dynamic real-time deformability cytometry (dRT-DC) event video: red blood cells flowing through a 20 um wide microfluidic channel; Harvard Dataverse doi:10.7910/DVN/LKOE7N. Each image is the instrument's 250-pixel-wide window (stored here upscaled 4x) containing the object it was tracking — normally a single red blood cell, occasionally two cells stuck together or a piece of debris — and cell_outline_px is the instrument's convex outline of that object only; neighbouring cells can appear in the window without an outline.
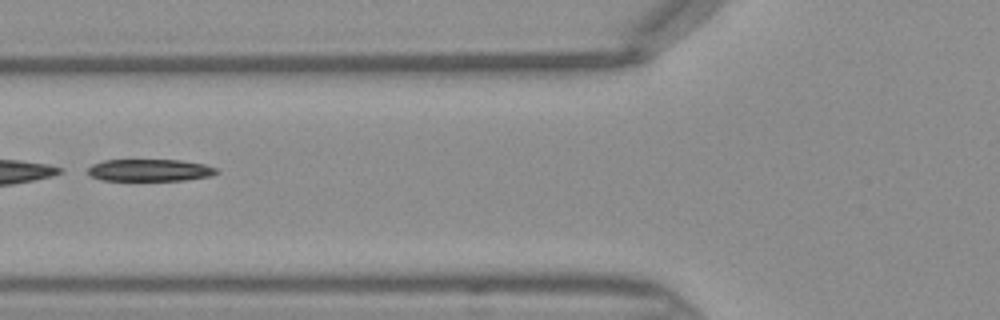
{"species": "Egyptian fruit bat (a non-hibernating species)", "species_latin": "Rousettus aegyptiacus", "temperature_condition": "warm", "stored_images_in_passage": 33, "camera_frame_rate_fps": 3000, "um_per_image_px": 0.085, "frame": {"image": 1, "passage_image": 6, "time_ms": 1.667, "image_size_px": [1000, 320], "cell_outline_px": [[220, 172], [212, 176], [184, 180], [100, 180], [92, 176], [88, 172], [88, 168], [92, 164], [104, 160], [180, 160], [204, 164], [216, 168]], "centroid_in_image_um": [12.76, 14.46], "position_along_channel_um": 113.0, "area_um2": 16.53}}